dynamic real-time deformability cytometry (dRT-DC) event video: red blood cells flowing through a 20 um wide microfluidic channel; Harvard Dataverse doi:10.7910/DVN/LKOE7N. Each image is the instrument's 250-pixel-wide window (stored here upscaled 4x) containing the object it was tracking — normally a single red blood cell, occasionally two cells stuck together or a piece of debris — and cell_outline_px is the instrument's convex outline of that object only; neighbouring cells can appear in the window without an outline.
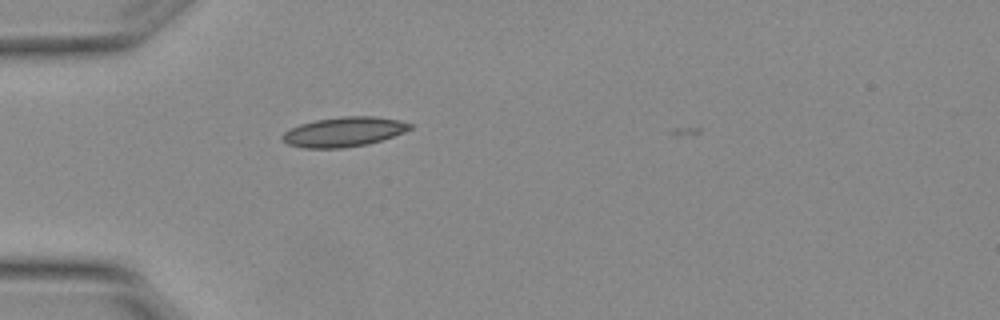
{"species": "Egyptian fruit bat (a non-hibernating species)", "species_latin": "Rousettus aegyptiacus", "temperature_condition": "warm", "stored_images_in_passage": 4, "camera_frame_rate_fps": 3000, "um_per_image_px": 0.085, "animal": {"sex": "female"}, "frame": {"image": 1, "passage_image": 4, "time_ms": 1.0, "image_size_px": [1000, 320], "cell_outline_px": [[412, 128], [404, 132], [368, 144], [344, 148], [304, 148], [288, 144], [280, 136], [284, 132], [300, 124], [316, 120], [340, 116], [376, 116], [400, 120], [412, 124]], "centroid_in_image_um": [29.24, 11.2], "position_along_channel_um": 55.8, "area_um2": 22.02}}